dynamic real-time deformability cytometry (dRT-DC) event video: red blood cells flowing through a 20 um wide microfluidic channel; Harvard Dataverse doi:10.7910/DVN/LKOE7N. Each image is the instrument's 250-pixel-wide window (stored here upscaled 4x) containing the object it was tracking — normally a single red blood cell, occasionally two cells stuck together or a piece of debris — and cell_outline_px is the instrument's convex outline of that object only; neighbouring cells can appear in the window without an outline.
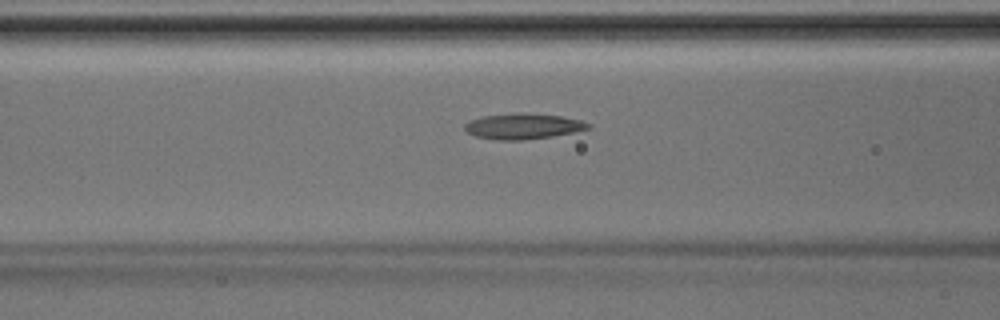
{"species": "Egyptian fruit bat (a non-hibernating species)", "species_latin": "Rousettus aegyptiacus", "temperature_condition": "room temperature", "stored_images_in_passage": 45, "camera_frame_rate_fps": 3000, "um_per_image_px": 0.085, "animal": {"sex": "male"}, "frame": {"image": 1, "passage_image": 18, "time_ms": 5.667, "image_size_px": [1000, 320], "cell_outline_px": [[592, 128], [576, 132], [552, 136], [520, 140], [496, 140], [476, 136], [468, 132], [464, 128], [464, 124], [468, 120], [484, 116], [516, 112], [564, 116], [580, 120], [592, 124]], "centroid_in_image_um": [44.49, 10.72], "position_along_channel_um": 122.1, "area_um2": 18.61}}
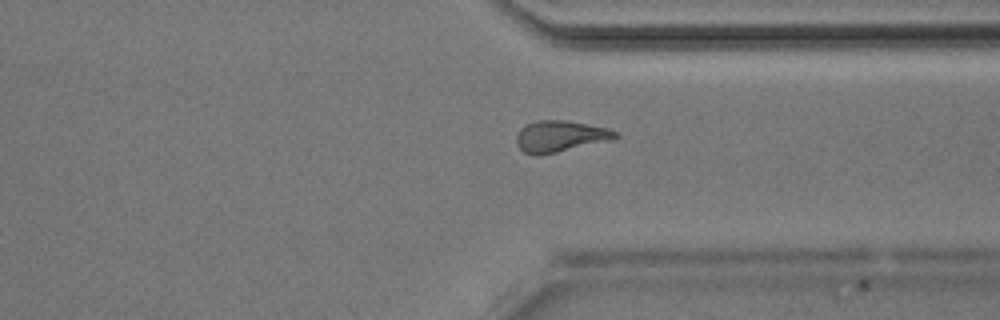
{"frame": {"image": 2, "passage_image": 34, "time_ms": 11.0, "image_size_px": [1000, 320], "cell_outline_px": [[620, 136], [608, 140], [540, 156], [536, 156], [524, 152], [516, 144], [516, 136], [520, 128], [524, 124], [540, 120], [568, 120], [608, 128], [616, 132]], "centroid_in_image_um": [47.56, 11.58], "position_along_channel_um": 363.8, "area_um2": 18.03}}
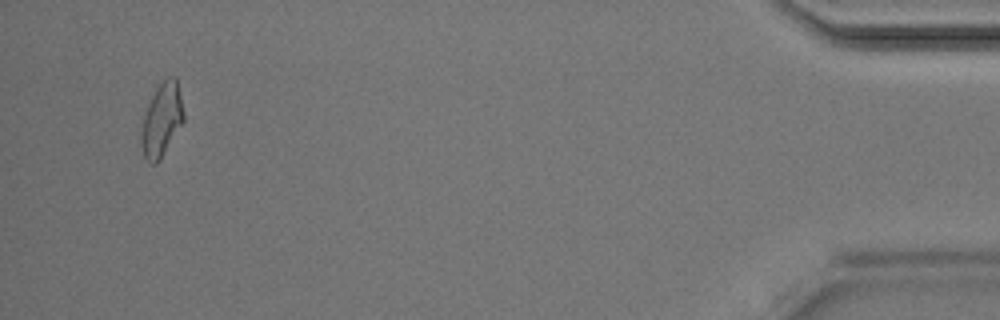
{"frame": {"image": 3, "passage_image": 43, "time_ms": 14.0, "image_size_px": [1000, 320], "cell_outline_px": [[184, 120], [160, 160], [156, 164], [152, 164], [144, 156], [140, 144], [140, 132], [144, 116], [148, 104], [156, 88], [168, 76], [176, 76], [184, 112]], "centroid_in_image_um": [13.74, 10.19], "position_along_channel_um": 421.5, "area_um2": 18.03}}